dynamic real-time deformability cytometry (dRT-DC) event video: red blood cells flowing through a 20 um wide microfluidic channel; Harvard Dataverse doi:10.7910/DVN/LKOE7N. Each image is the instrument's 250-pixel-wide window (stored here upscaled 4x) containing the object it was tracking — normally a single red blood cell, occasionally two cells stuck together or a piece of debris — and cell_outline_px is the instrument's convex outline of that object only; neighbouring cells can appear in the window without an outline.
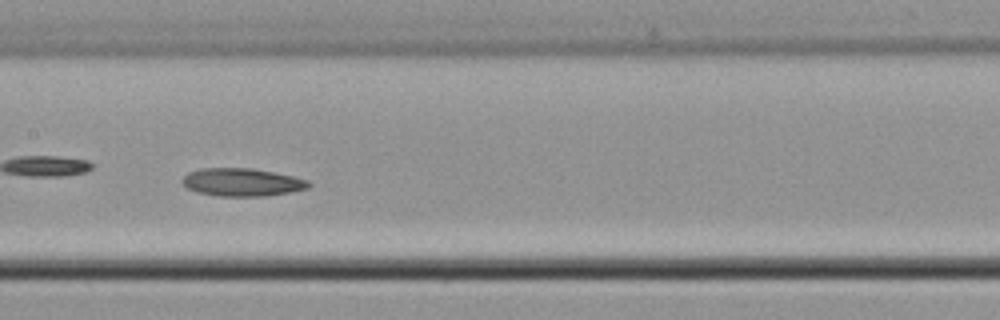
{"species": "common noctule bat (a hibernating species)", "species_latin": "Nyctalus noctula", "temperature_condition": "cold", "stored_images_in_passage": 49, "camera_frame_rate_fps": 3000, "um_per_image_px": 0.085, "animal": {"sex": "male", "body_mass_g": 21.5, "forearm_length_mm": 52.0}, "frame": {"image": 1, "passage_image": 22, "time_ms": 7.0, "image_size_px": [1000, 320], "cell_outline_px": [[312, 184], [308, 188], [288, 192], [264, 196], [216, 196], [196, 192], [188, 188], [180, 180], [188, 172], [200, 168], [252, 168], [292, 176], [308, 180]], "centroid_in_image_um": [20.54, 15.49], "position_along_channel_um": 186.9, "area_um2": 20.52}}
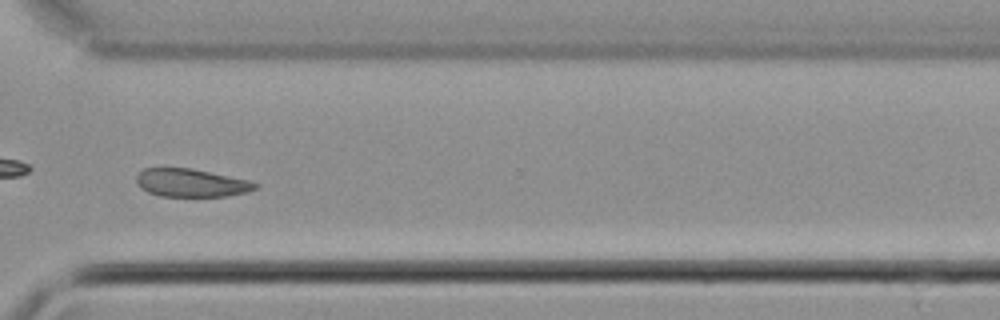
{"frame": {"image": 2, "passage_image": 35, "time_ms": 11.333, "image_size_px": [1000, 320], "cell_outline_px": [[260, 184], [256, 188], [248, 192], [224, 196], [160, 196], [148, 192], [140, 188], [136, 180], [136, 176], [144, 168], [192, 168], [248, 180]], "centroid_in_image_um": [16.24, 15.54], "position_along_channel_um": 354.4, "area_um2": 19.36}, "authors_computed_cell_mechanics": {"area_um2": 21.097, "velocity_mm_per_s": 3.8485, "shape_relaxation_time_tau1_ms": 7.5248, "shape_relaxation_time_tau2_ms": null, "deformation_change_tau1": 0.0673, "deformation_change_tau2": null}}